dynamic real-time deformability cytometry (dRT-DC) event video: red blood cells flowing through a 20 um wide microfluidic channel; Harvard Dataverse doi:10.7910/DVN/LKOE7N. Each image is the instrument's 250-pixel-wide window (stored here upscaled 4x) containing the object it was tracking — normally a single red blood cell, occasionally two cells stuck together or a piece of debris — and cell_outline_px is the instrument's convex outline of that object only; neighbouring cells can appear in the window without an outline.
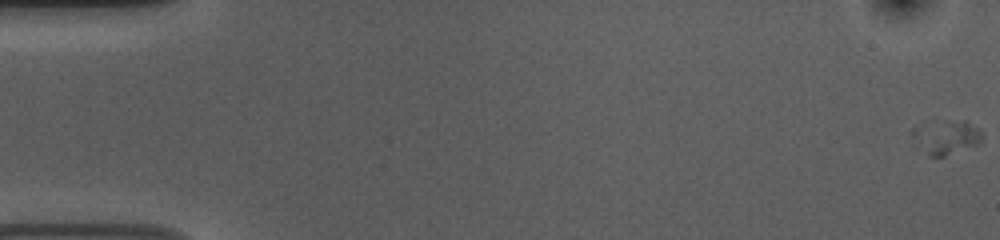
{"species": "common noctule bat (a hibernating species)", "species_latin": "Nyctalus noctula", "temperature_condition": "room temperature", "stored_images_in_passage": 6, "camera_frame_rate_fps": 3000, "um_per_image_px": 0.085, "animal": {"sex": "female", "body_mass_g": 10.0, "forearm_length_mm": 53.1}, "frame": {"image": 1, "passage_image": 1, "time_ms": 0.0, "image_size_px": [1000, 240], "cell_outline_px": [[980, 144], [944, 156], [932, 156], [912, 148], [908, 132], [912, 128], [964, 120], [968, 120], [980, 128]], "centroid_in_image_um": [80.32, 11.71], "position_along_channel_um": 4.7, "area_um2": 13.99}}